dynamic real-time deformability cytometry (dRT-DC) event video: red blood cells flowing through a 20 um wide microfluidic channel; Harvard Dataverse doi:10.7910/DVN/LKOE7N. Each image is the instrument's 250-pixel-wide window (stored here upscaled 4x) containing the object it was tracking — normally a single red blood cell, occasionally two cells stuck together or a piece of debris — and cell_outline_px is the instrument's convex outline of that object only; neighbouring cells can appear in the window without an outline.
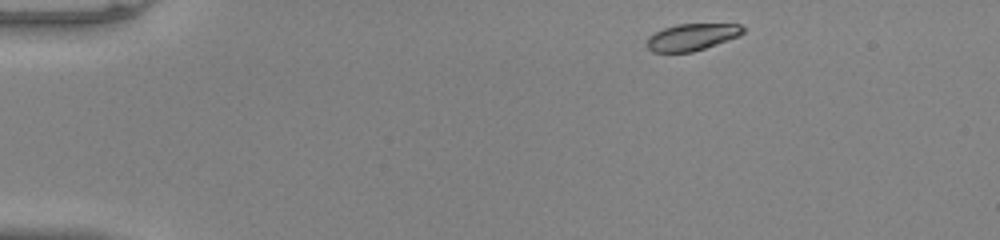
{"species": "common noctule bat (a hibernating species)", "species_latin": "Nyctalus noctula", "temperature_condition": "warm", "stored_images_in_passage": 44, "camera_frame_rate_fps": 3000, "um_per_image_px": 0.085, "animal": {"sex": "male", "body_mass_g": 20.0, "forearm_length_mm": 53.3}, "frame": {"image": 1, "passage_image": 1, "time_ms": 0.0, "image_size_px": [1000, 240], "cell_outline_px": [[744, 32], [740, 36], [692, 52], [652, 52], [644, 44], [648, 36], [664, 28], [676, 24], [740, 24], [744, 28]], "centroid_in_image_um": [58.78, 3.15], "position_along_channel_um": 26.2, "area_um2": 15.09}}
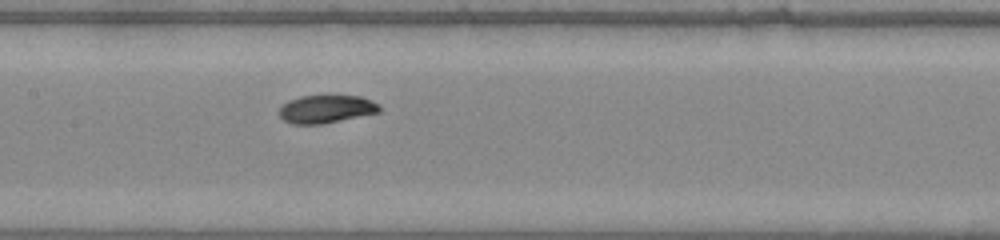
{"frame": {"image": 2, "passage_image": 19, "time_ms": 6.0, "image_size_px": [1000, 240], "cell_outline_px": [[380, 112], [324, 124], [292, 124], [284, 120], [280, 116], [280, 108], [288, 100], [300, 96], [360, 96], [372, 100], [380, 104]], "centroid_in_image_um": [27.75, 9.27], "position_along_channel_um": 179.6, "area_um2": 16.36}}
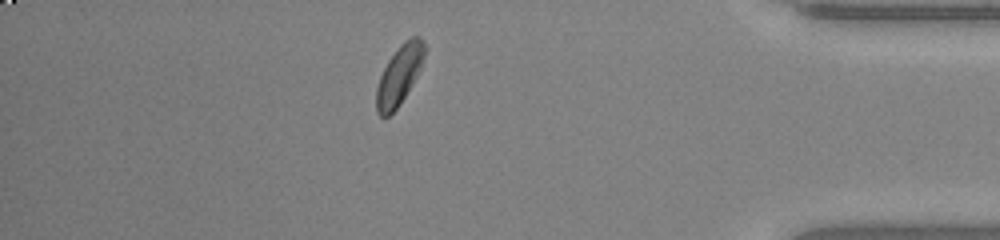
{"frame": {"image": 3, "passage_image": 38, "time_ms": 12.333, "image_size_px": [1000, 240], "cell_outline_px": [[428, 48], [420, 68], [416, 76], [400, 104], [388, 116], [380, 116], [376, 112], [376, 88], [380, 76], [388, 60], [396, 48], [404, 40], [412, 36], [420, 36], [424, 40]], "centroid_in_image_um": [33.96, 6.32], "position_along_channel_um": 401.2, "area_um2": 16.76}, "authors_computed_cell_mechanics": {"area_um2": 16.5597, "velocity_mm_per_s": 4.025, "shape_relaxation_time_tau1_ms": 1.6714, "shape_relaxation_time_tau2_ms": null, "deformation_change_tau1": 0.1206, "deformation_change_tau2": null}}